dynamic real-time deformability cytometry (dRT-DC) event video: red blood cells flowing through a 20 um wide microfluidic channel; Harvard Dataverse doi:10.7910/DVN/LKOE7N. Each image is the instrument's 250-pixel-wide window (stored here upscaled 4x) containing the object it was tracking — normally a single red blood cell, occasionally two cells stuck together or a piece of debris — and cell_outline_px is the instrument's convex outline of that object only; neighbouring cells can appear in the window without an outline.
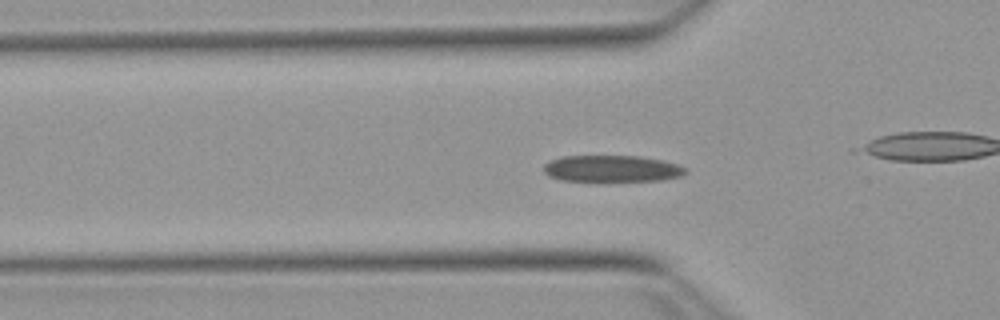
{"species": "Egyptian fruit bat (a non-hibernating species)", "species_latin": "Rousettus aegyptiacus", "temperature_condition": "warm", "stored_images_in_passage": 45, "camera_frame_rate_fps": 3000, "um_per_image_px": 0.085, "animal": {"sex": "female"}, "frame": {"image": 1, "passage_image": 7, "time_ms": 2.0, "image_size_px": [1000, 320], "cell_outline_px": [[688, 172], [680, 176], [660, 180], [560, 180], [548, 176], [544, 172], [544, 164], [548, 160], [560, 156], [640, 156], [664, 160], [688, 168]], "centroid_in_image_um": [52.0, 14.31], "position_along_channel_um": 73.8, "area_um2": 21.91}}
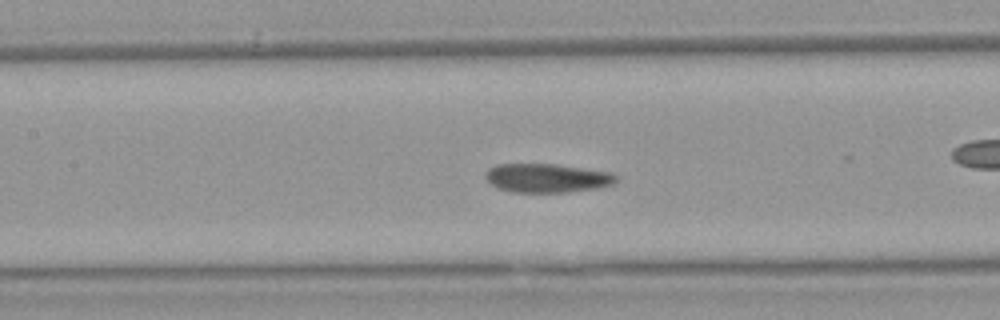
{"frame": {"image": 2, "passage_image": 14, "time_ms": 4.333, "image_size_px": [1000, 320], "cell_outline_px": [[616, 180], [612, 184], [600, 188], [568, 192], [512, 192], [500, 188], [492, 184], [484, 176], [484, 172], [488, 168], [496, 164], [552, 164], [612, 172], [616, 176]], "centroid_in_image_um": [46.48, 15.13], "position_along_channel_um": 160.9, "area_um2": 21.91}, "authors_computed_cell_mechanics": {"area_um2": 23.0622, "velocity_mm_per_s": 3.7228, "shape_relaxation_time_tau1_ms": 7.0775, "shape_relaxation_time_tau2_ms": null, "deformation_change_tau1": 0.18, "deformation_change_tau2": null}}